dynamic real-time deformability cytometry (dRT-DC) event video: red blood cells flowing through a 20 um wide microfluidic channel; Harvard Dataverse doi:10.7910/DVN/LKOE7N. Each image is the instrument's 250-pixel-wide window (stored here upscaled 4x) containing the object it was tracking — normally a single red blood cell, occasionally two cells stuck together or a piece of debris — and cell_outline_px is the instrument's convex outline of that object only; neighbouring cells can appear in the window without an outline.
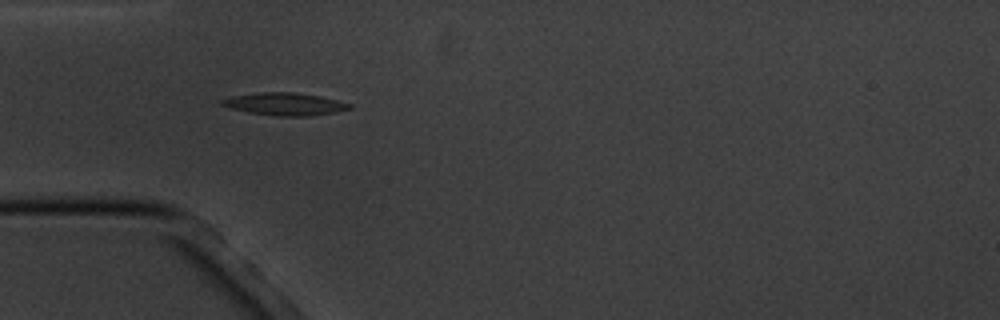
{"species": "common noctule bat (a hibernating species)", "species_latin": "Nyctalus noctula", "temperature_condition": "cold", "stored_images_in_passage": 6, "camera_frame_rate_fps": 3000, "um_per_image_px": 0.085, "animal": {"sex": "male", "body_mass_g": 20.1, "forearm_length_mm": 53.5}, "frame": {"image": 1, "passage_image": 4, "time_ms": 4.333, "image_size_px": [1000, 320], "cell_outline_px": [[352, 108], [336, 112], [308, 116], [276, 116], [248, 112], [232, 108], [220, 104], [220, 100], [232, 96], [256, 92], [296, 92], [320, 96], [352, 104]], "centroid_in_image_um": [24.21, 8.84], "position_along_channel_um": 60.8, "area_um2": 16.76}}
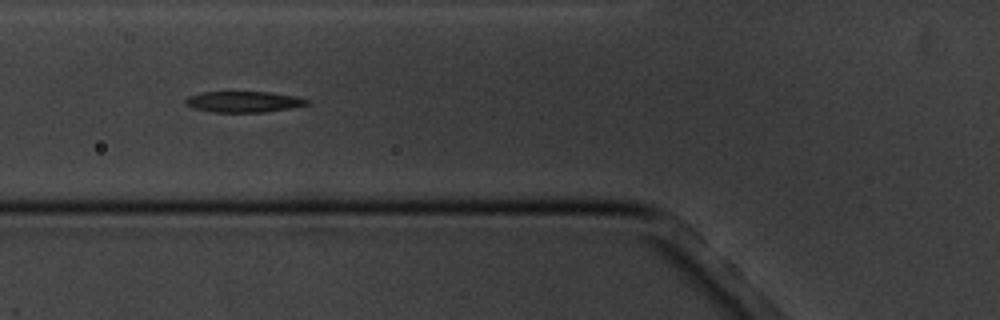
{"frame": {"image": 2, "passage_image": 5, "time_ms": 5.667, "image_size_px": [1000, 320], "cell_outline_px": [[308, 104], [288, 108], [264, 112], [212, 112], [192, 108], [184, 104], [184, 100], [188, 96], [204, 92], [268, 92], [300, 96], [308, 100]], "centroid_in_image_um": [20.67, 8.65], "position_along_channel_um": 105.1, "area_um2": 14.85}}
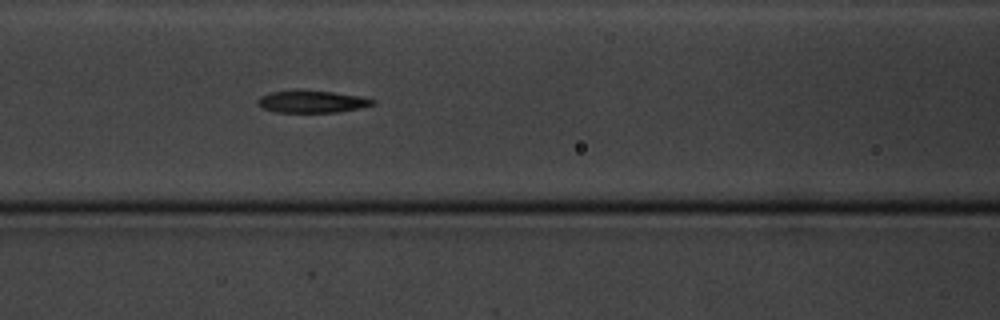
{"frame": {"image": 3, "passage_image": 6, "time_ms": 6.667, "image_size_px": [1000, 320], "cell_outline_px": [[376, 100], [372, 104], [360, 108], [336, 112], [276, 112], [264, 108], [256, 104], [256, 100], [260, 96], [272, 92], [292, 88], [300, 88], [332, 92], [360, 96]], "centroid_in_image_um": [26.44, 8.6], "position_along_channel_um": 140.2, "area_um2": 15.2}}